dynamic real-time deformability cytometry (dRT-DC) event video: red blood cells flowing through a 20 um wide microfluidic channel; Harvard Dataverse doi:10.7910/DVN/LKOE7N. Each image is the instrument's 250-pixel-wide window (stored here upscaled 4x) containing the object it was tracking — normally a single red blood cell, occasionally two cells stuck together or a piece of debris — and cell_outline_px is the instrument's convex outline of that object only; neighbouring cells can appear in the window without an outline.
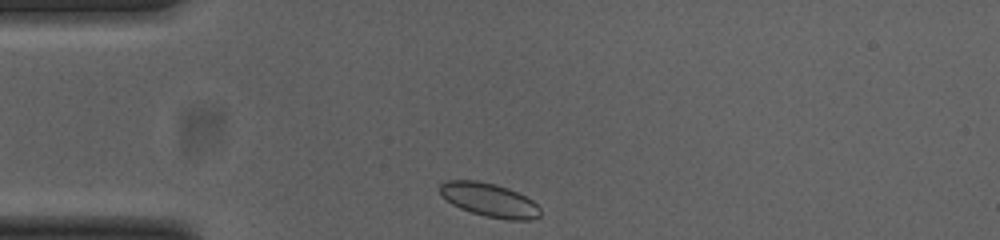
{"species": "common noctule bat (a hibernating species)", "species_latin": "Nyctalus noctula", "temperature_condition": "cold", "stored_images_in_passage": 31, "camera_frame_rate_fps": 3000, "um_per_image_px": 0.085, "animal": {"sex": "female", "body_mass_g": 23.0, "forearm_length_mm": 53.4}, "frame": {"image": 1, "passage_image": 1, "time_ms": 0.0, "image_size_px": [1000, 240], "cell_outline_px": [[540, 216], [532, 220], [508, 220], [484, 216], [460, 208], [452, 204], [440, 192], [440, 184], [444, 180], [476, 180], [496, 184], [508, 188], [532, 200], [540, 208]], "centroid_in_image_um": [41.6, 17.0], "position_along_channel_um": 43.4, "area_um2": 19.65}}
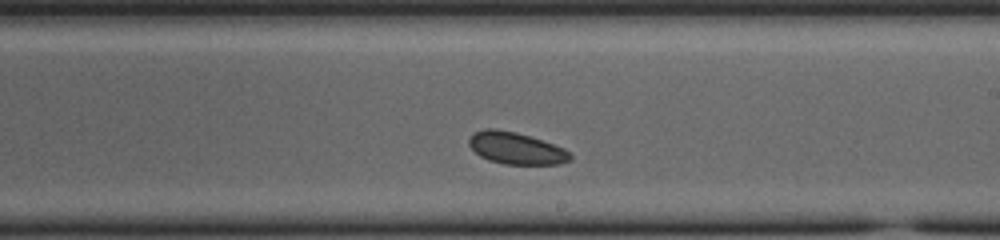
{"frame": {"image": 2, "passage_image": 19, "time_ms": 6.0, "image_size_px": [1000, 240], "cell_outline_px": [[572, 160], [560, 164], [504, 164], [488, 160], [480, 156], [468, 144], [468, 140], [476, 132], [484, 128], [496, 128], [516, 132], [564, 148], [572, 156]], "centroid_in_image_um": [43.86, 12.6], "position_along_channel_um": 245.1, "area_um2": 18.67}}
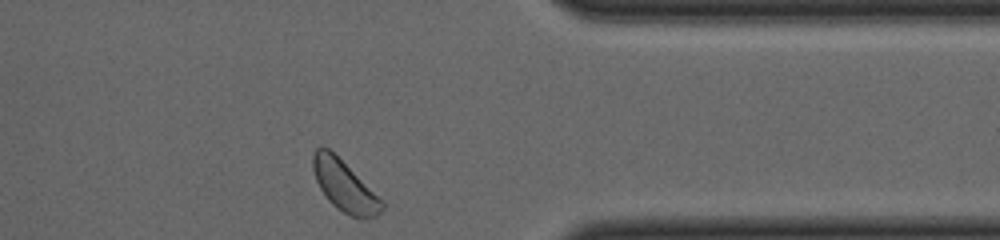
{"frame": {"image": 3, "passage_image": 31, "time_ms": 10.0, "image_size_px": [1000, 240], "cell_outline_px": [[384, 208], [376, 216], [352, 216], [336, 208], [328, 200], [320, 188], [316, 180], [312, 168], [312, 156], [316, 148], [328, 148], [384, 200]], "centroid_in_image_um": [29.28, 15.8], "position_along_channel_um": 382.1, "area_um2": 19.94}, "authors_computed_cell_mechanics": {"area_um2": 18.9006, "velocity_mm_per_s": 3.7313, "shape_relaxation_time_tau1_ms": null, "shape_relaxation_time_tau2_ms": 7.3049, "deformation_change_tau1": null, "deformation_change_tau2": 0.0983}}